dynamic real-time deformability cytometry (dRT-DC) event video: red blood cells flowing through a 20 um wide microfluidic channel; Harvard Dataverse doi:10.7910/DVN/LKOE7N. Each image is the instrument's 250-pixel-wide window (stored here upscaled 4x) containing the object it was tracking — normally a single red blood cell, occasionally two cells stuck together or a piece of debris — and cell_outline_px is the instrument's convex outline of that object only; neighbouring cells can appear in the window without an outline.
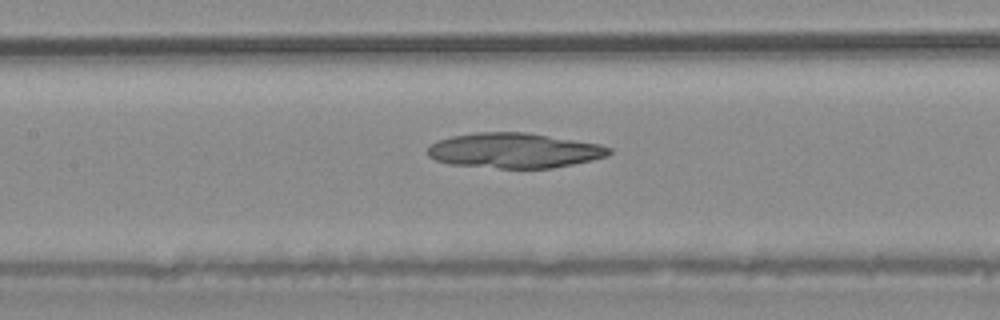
{"species": "common noctule bat (a hibernating species)", "species_latin": "Nyctalus noctula", "temperature_condition": "warm", "stored_images_in_passage": 40, "camera_frame_rate_fps": 3000, "um_per_image_px": 0.085, "animal": {"sex": "male", "body_mass_g": 20.4}, "frame": {"image": 1, "passage_image": 20, "time_ms": 6.333, "image_size_px": [1000, 320], "cell_outline_px": [[612, 152], [608, 156], [592, 160], [552, 168], [500, 168], [448, 164], [436, 160], [428, 156], [428, 148], [432, 144], [440, 140], [452, 136], [476, 132], [524, 132], [600, 144], [612, 148]], "centroid_in_image_um": [43.73, 12.8], "position_along_channel_um": 163.7, "area_um2": 36.93}}
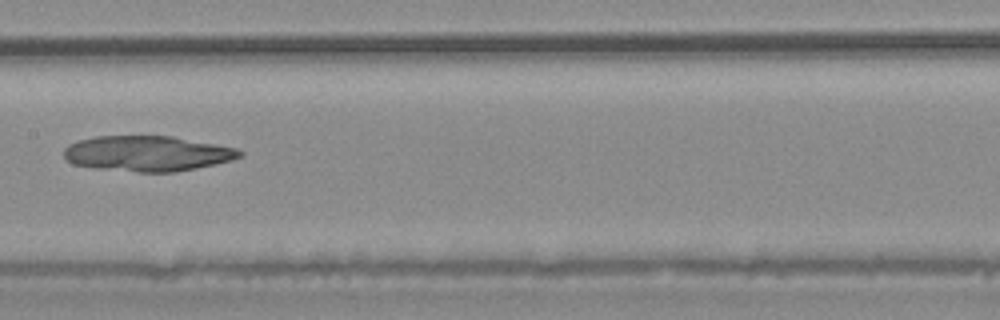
{"frame": {"image": 2, "passage_image": 22, "time_ms": 7.0, "image_size_px": [1000, 320], "cell_outline_px": [[244, 156], [232, 160], [216, 164], [176, 172], [140, 172], [92, 168], [72, 164], [64, 156], [64, 148], [68, 144], [80, 140], [96, 136], [172, 136], [236, 148], [244, 152]], "centroid_in_image_um": [12.53, 13.05], "position_along_channel_um": 194.9, "area_um2": 36.41}}
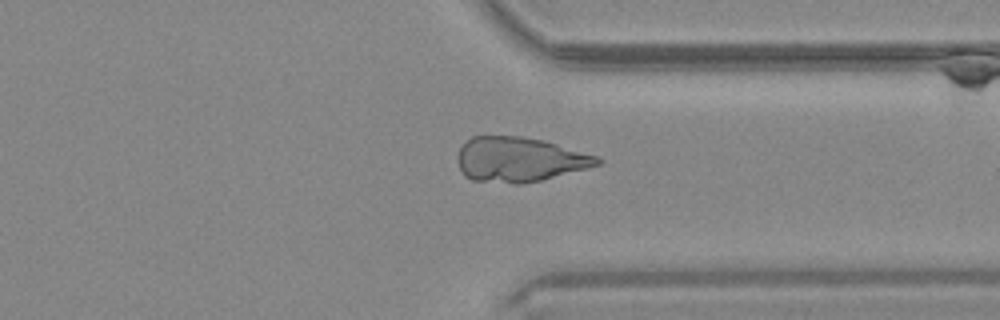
{"frame": {"image": 3, "passage_image": 33, "time_ms": 10.667, "image_size_px": [1000, 320], "cell_outline_px": [[604, 160], [600, 164], [588, 168], [540, 180], [520, 184], [512, 184], [472, 180], [464, 176], [460, 168], [456, 156], [460, 148], [472, 136], [520, 136], [544, 140], [596, 156]], "centroid_in_image_um": [44.13, 13.56], "position_along_channel_um": 367.3, "area_um2": 36.36}}